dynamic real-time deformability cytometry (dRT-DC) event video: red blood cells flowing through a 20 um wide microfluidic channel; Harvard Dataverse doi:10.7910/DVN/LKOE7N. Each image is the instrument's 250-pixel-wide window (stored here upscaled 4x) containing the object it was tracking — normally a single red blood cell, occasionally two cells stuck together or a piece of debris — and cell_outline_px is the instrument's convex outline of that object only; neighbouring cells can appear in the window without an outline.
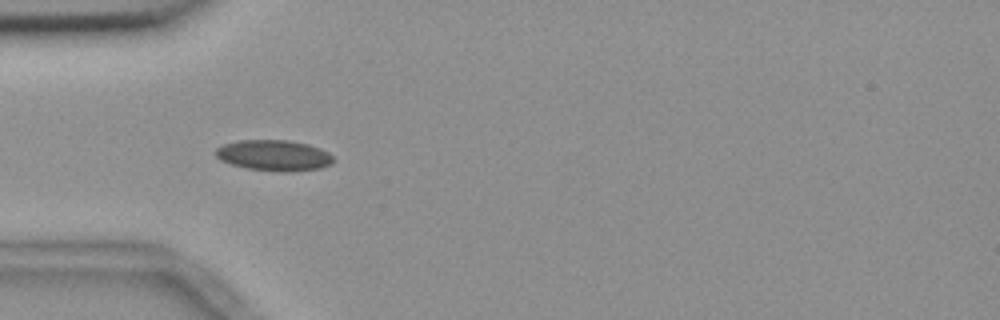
{"species": "common noctule bat (a hibernating species)", "species_latin": "Nyctalus noctula", "temperature_condition": "room temperature", "stored_images_in_passage": 10, "camera_frame_rate_fps": 3000, "um_per_image_px": 0.085, "animal": {"sex": "female", "body_mass_g": 18.4}, "frame": {"image": 1, "passage_image": 4, "time_ms": 1.0, "image_size_px": [1000, 320], "cell_outline_px": [[332, 164], [320, 168], [292, 172], [280, 172], [248, 168], [232, 164], [220, 160], [216, 156], [216, 148], [224, 144], [240, 140], [288, 140], [308, 144], [320, 148], [328, 152], [332, 156]], "centroid_in_image_um": [23.3, 13.21], "position_along_channel_um": 61.7, "area_um2": 21.1}}
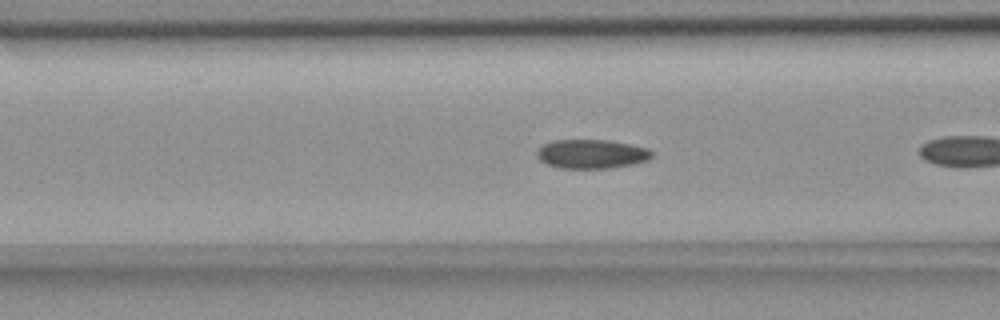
{"frame": {"image": 2, "passage_image": 6, "time_ms": 1.667, "image_size_px": [1000, 320], "cell_outline_px": [[652, 156], [648, 160], [632, 164], [608, 168], [560, 168], [548, 164], [540, 160], [536, 156], [536, 152], [544, 144], [552, 140], [608, 140], [648, 148], [652, 152]], "centroid_in_image_um": [50.27, 13.08], "position_along_channel_um": 116.3, "area_um2": 19.31}}